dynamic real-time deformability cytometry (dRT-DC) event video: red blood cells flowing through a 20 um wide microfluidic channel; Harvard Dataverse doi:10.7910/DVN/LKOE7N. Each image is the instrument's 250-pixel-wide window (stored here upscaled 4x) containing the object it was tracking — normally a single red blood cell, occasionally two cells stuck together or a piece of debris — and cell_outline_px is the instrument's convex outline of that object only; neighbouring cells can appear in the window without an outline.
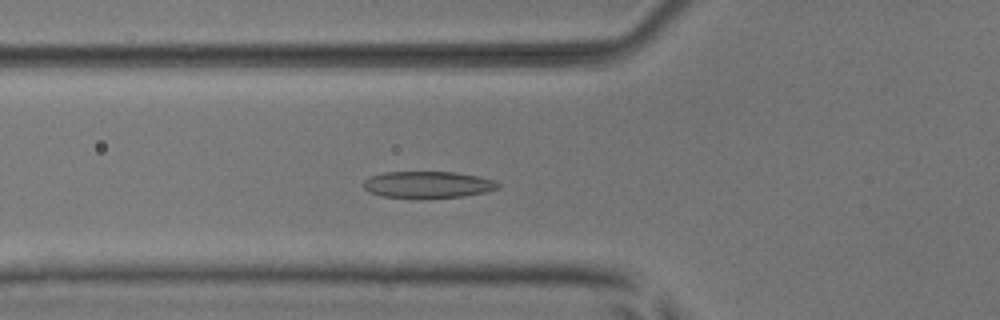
{"species": "common noctule bat (a hibernating species)", "species_latin": "Nyctalus noctula", "temperature_condition": "room temperature", "stored_images_in_passage": 52, "camera_frame_rate_fps": 3000, "um_per_image_px": 0.085, "animal": {"sex": "male", "body_mass_g": 17.9, "forearm_length_mm": 54.2}, "frame": {"image": 1, "passage_image": 18, "time_ms": 5.667, "image_size_px": [1000, 320], "cell_outline_px": [[500, 188], [484, 192], [464, 196], [420, 200], [384, 196], [368, 192], [364, 188], [364, 180], [372, 176], [384, 172], [456, 172], [480, 176], [492, 180], [500, 184]], "centroid_in_image_um": [36.37, 15.72], "position_along_channel_um": 89.4, "area_um2": 21.39}}
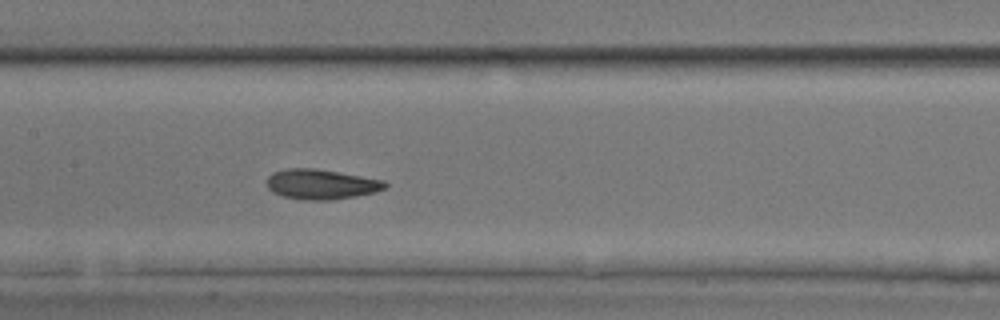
{"frame": {"image": 2, "passage_image": 25, "time_ms": 8.0, "image_size_px": [1000, 320], "cell_outline_px": [[388, 184], [384, 188], [376, 192], [356, 196], [332, 200], [304, 200], [284, 196], [272, 192], [268, 188], [268, 176], [272, 172], [288, 168], [316, 168], [384, 180]], "centroid_in_image_um": [27.3, 15.66], "position_along_channel_um": 180.1, "area_um2": 20.69}}
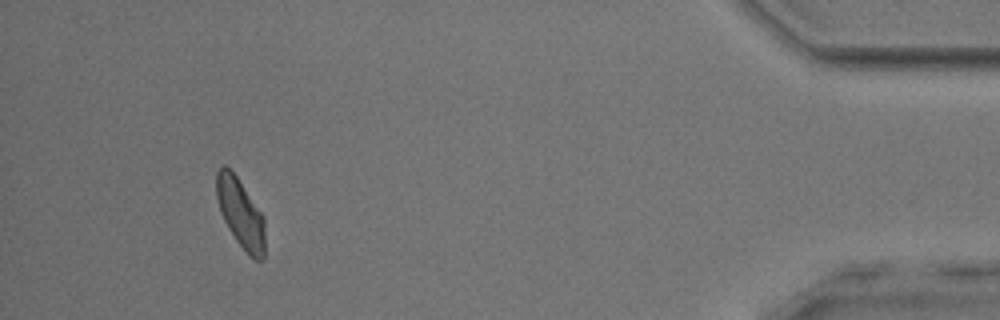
{"frame": {"image": 3, "passage_image": 48, "time_ms": 15.667, "image_size_px": [1000, 320], "cell_outline_px": [[264, 260], [256, 260], [236, 240], [228, 228], [220, 212], [216, 196], [216, 172], [224, 164], [236, 176], [264, 216]], "centroid_in_image_um": [20.43, 18.1], "position_along_channel_um": 414.8, "area_um2": 19.19}, "authors_computed_cell_mechanics": {"area_um2": 20.4323, "velocity_mm_per_s": 3.8896, "shape_relaxation_time_tau1_ms": 4.124, "shape_relaxation_time_tau2_ms": 2.4655, "deformation_change_tau1": 0.1202, "deformation_change_tau2": 0.0866}}